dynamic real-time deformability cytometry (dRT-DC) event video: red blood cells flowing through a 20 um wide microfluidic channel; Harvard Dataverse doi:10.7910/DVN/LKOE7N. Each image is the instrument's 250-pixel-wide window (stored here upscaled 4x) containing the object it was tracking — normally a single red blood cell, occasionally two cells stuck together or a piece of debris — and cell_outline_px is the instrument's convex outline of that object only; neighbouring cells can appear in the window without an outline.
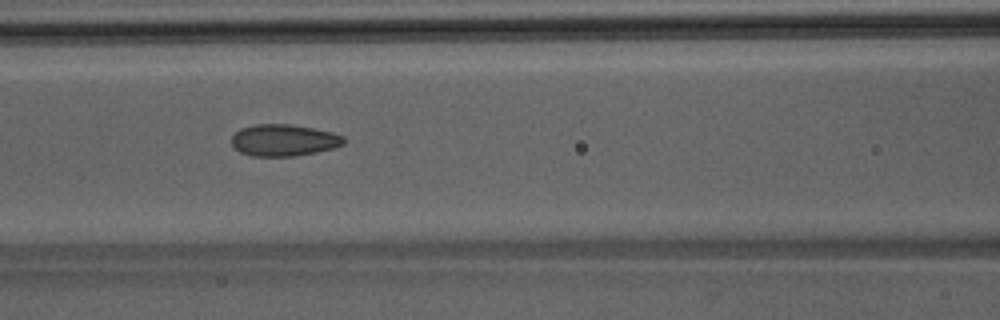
{"species": "Egyptian fruit bat (a non-hibernating species)", "species_latin": "Rousettus aegyptiacus", "temperature_condition": "room temperature", "stored_images_in_passage": 48, "camera_frame_rate_fps": 3000, "um_per_image_px": 0.085, "animal": {"sex": "male"}, "frame": {"image": 1, "passage_image": 21, "time_ms": 6.667, "image_size_px": [1000, 320], "cell_outline_px": [[344, 144], [332, 148], [316, 152], [296, 156], [252, 156], [240, 152], [232, 144], [232, 136], [240, 128], [256, 124], [292, 124], [332, 132], [344, 136]], "centroid_in_image_um": [24.12, 11.91], "position_along_channel_um": 142.5, "area_um2": 20.69}}
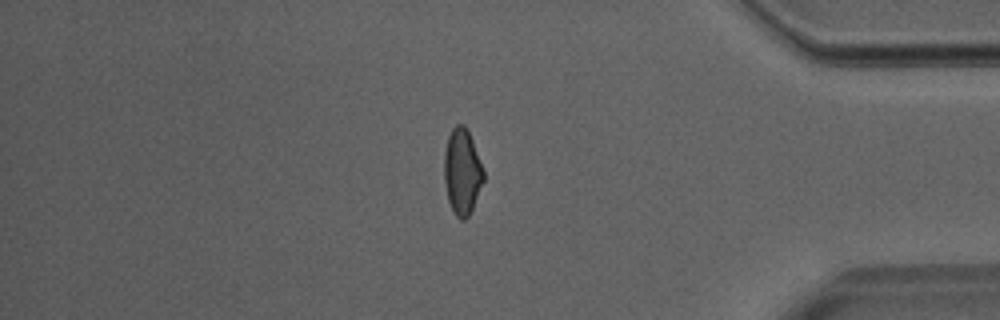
{"frame": {"image": 2, "passage_image": 41, "time_ms": 13.333, "image_size_px": [1000, 320], "cell_outline_px": [[484, 180], [472, 208], [468, 216], [464, 220], [460, 220], [456, 216], [448, 200], [444, 180], [444, 152], [448, 136], [452, 128], [456, 124], [464, 124], [468, 128], [484, 168]], "centroid_in_image_um": [39.29, 14.54], "position_along_channel_um": 395.9, "area_um2": 19.88}}
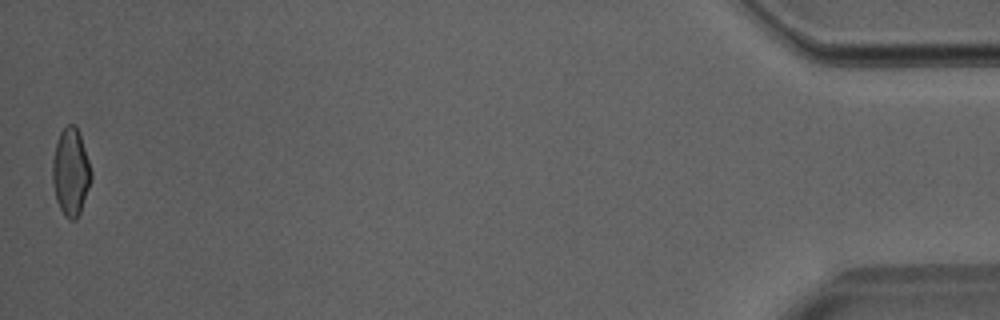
{"frame": {"image": 3, "passage_image": 48, "time_ms": 15.667, "image_size_px": [1000, 320], "cell_outline_px": [[92, 180], [80, 212], [76, 220], [68, 220], [64, 216], [56, 200], [52, 180], [52, 160], [56, 140], [60, 132], [68, 124], [76, 124], [80, 132], [92, 172]], "centroid_in_image_um": [6.01, 14.61], "position_along_channel_um": 429.2, "area_um2": 20.06}}